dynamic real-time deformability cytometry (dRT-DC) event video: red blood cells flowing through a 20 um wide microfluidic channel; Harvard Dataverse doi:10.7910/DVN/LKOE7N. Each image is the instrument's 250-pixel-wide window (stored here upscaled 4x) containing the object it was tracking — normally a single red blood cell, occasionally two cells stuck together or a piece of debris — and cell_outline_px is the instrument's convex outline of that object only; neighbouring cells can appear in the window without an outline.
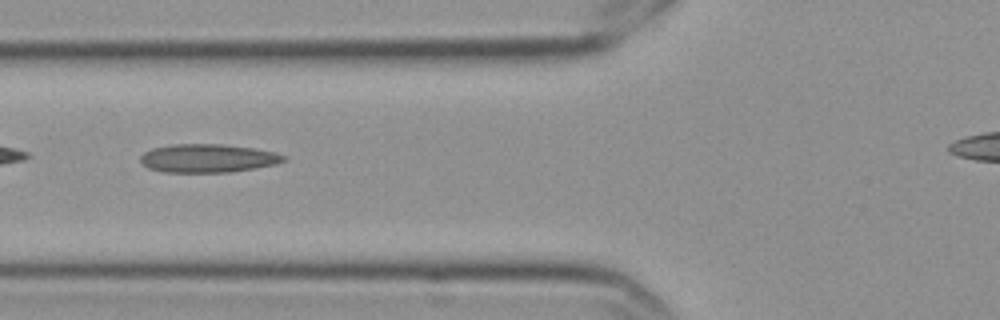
{"species": "Egyptian fruit bat (a non-hibernating species)", "species_latin": "Rousettus aegyptiacus", "temperature_condition": "cold", "stored_images_in_passage": 2, "camera_frame_rate_fps": 3000, "um_per_image_px": 0.085, "frame": {"image": 1, "passage_image": 2, "time_ms": 0.333, "image_size_px": [1000, 320], "cell_outline_px": [[288, 160], [276, 164], [256, 168], [232, 172], [164, 172], [148, 168], [140, 160], [140, 156], [144, 152], [152, 148], [172, 144], [220, 144], [252, 148], [276, 152], [288, 156]], "centroid_in_image_um": [17.71, 13.45], "position_along_channel_um": 108.1, "area_um2": 23.87}}